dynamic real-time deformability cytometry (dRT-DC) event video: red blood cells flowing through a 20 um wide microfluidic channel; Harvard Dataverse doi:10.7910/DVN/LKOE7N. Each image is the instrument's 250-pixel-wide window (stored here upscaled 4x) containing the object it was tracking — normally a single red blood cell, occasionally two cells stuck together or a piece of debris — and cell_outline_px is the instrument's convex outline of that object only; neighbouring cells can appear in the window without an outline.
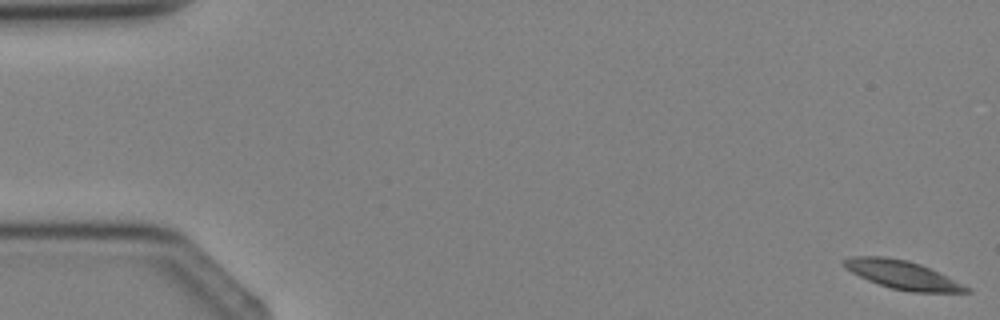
{"species": "Egyptian fruit bat (a non-hibernating species)", "species_latin": "Rousettus aegyptiacus", "temperature_condition": "cold", "stored_images_in_passage": 4, "camera_frame_rate_fps": 3000, "um_per_image_px": 0.085, "animal": {"sex": "female"}, "frame": {"image": 1, "passage_image": 4, "time_ms": 4.667, "image_size_px": [1000, 320], "cell_outline_px": [[972, 292], [912, 292], [892, 288], [868, 280], [844, 268], [840, 264], [840, 260], [852, 256], [884, 256], [908, 260], [920, 264], [972, 288]], "centroid_in_image_um": [76.67, 23.34], "position_along_channel_um": 8.3, "area_um2": 20.23}}